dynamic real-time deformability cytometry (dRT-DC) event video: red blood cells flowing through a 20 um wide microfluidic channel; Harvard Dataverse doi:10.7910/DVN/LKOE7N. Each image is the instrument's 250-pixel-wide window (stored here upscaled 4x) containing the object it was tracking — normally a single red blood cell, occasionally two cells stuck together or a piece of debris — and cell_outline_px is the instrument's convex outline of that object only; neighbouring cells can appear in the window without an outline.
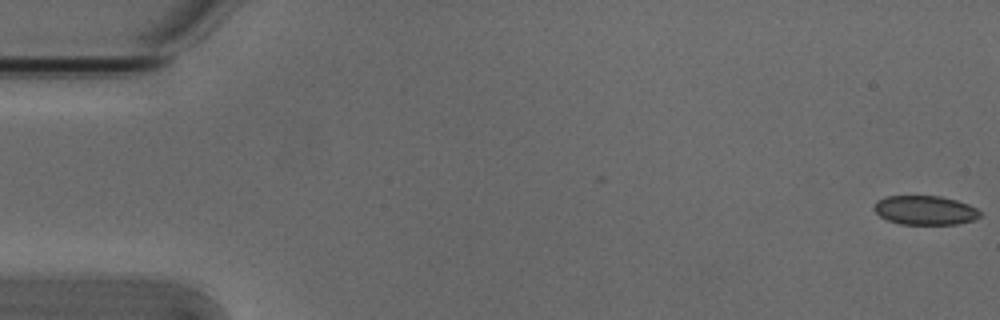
{"species": "Egyptian fruit bat (a non-hibernating species)", "species_latin": "Rousettus aegyptiacus", "temperature_condition": "cold", "stored_images_in_passage": 6, "camera_frame_rate_fps": 3000, "um_per_image_px": 0.085, "animal": {"sex": "male"}, "frame": {"image": 1, "passage_image": 1, "time_ms": 0.0, "image_size_px": [1000, 320], "cell_outline_px": [[980, 216], [972, 220], [956, 224], [900, 224], [888, 220], [880, 216], [872, 208], [876, 200], [884, 196], [940, 196], [956, 200], [968, 204], [976, 208], [980, 212]], "centroid_in_image_um": [78.59, 17.86], "position_along_channel_um": 6.4, "area_um2": 17.98}}
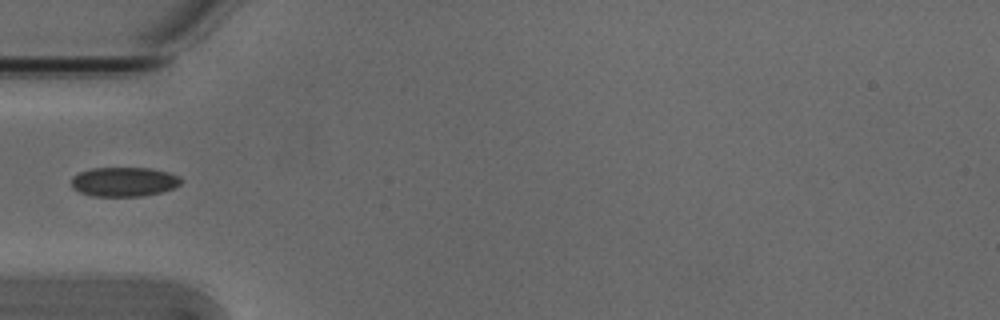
{"frame": {"image": 2, "passage_image": 5, "time_ms": 1.333, "image_size_px": [1000, 320], "cell_outline_px": [[184, 180], [180, 184], [172, 188], [160, 192], [140, 196], [92, 196], [80, 192], [72, 188], [72, 176], [80, 172], [92, 168], [152, 168], [168, 172], [180, 176]], "centroid_in_image_um": [10.55, 15.44], "position_along_channel_um": 74.5, "area_um2": 18.79}}
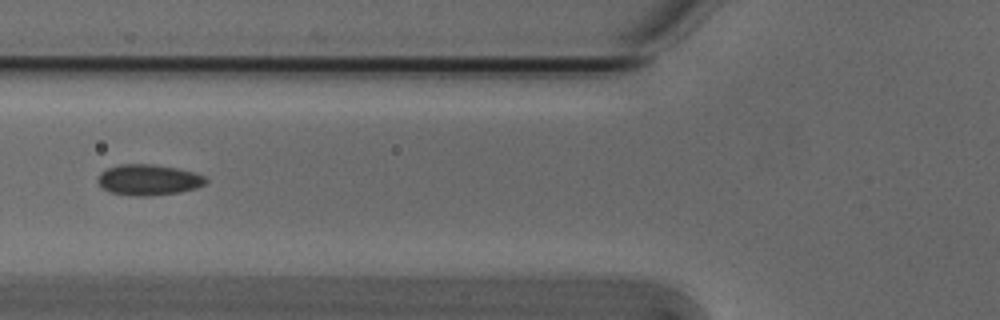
{"frame": {"image": 3, "passage_image": 6, "time_ms": 1.667, "image_size_px": [1000, 320], "cell_outline_px": [[208, 180], [204, 184], [196, 188], [180, 192], [148, 196], [132, 196], [112, 192], [104, 188], [96, 180], [100, 172], [108, 168], [120, 164], [152, 164], [176, 168], [192, 172], [204, 176]], "centroid_in_image_um": [12.61, 15.28], "position_along_channel_um": 113.2, "area_um2": 19.25}}